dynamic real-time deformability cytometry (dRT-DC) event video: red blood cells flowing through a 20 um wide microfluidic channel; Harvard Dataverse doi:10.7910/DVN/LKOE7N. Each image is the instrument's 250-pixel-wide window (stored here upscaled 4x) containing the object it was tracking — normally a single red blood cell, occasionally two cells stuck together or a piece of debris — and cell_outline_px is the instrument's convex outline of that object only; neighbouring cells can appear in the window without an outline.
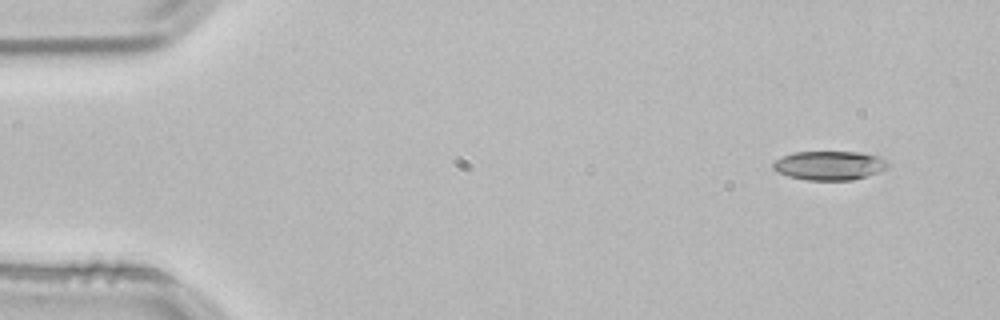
{"species": "common noctule bat (a hibernating species)", "species_latin": "Nyctalus noctula", "temperature_condition": "room temperature", "stored_images_in_passage": 4, "camera_frame_rate_fps": 3000, "um_per_image_px": 0.085, "animal": {"sex": "male", "body_mass_g": 21.5, "forearm_length_mm": 52.0}, "frame": {"image": 1, "passage_image": 1, "time_ms": 0.0, "image_size_px": [1000, 320], "cell_outline_px": [[888, 168], [880, 172], [868, 176], [852, 180], [808, 180], [788, 176], [776, 172], [772, 168], [772, 164], [776, 160], [792, 152], [860, 152], [880, 156], [888, 164]], "centroid_in_image_um": [70.51, 14.07], "position_along_channel_um": 14.5, "area_um2": 19.54}}
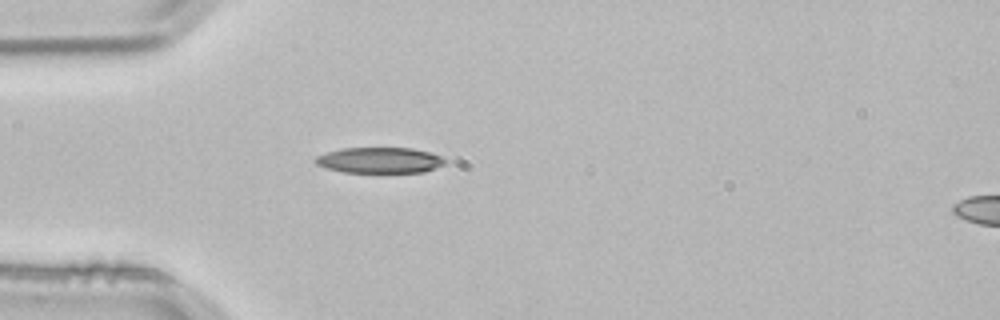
{"frame": {"image": 2, "passage_image": 3, "time_ms": 0.667, "image_size_px": [1000, 320], "cell_outline_px": [[444, 164], [424, 172], [380, 176], [344, 172], [328, 168], [316, 164], [312, 160], [316, 156], [328, 152], [344, 148], [412, 148], [428, 152], [440, 156], [444, 160]], "centroid_in_image_um": [32.25, 13.68], "position_along_channel_um": 52.7, "area_um2": 20.35}}